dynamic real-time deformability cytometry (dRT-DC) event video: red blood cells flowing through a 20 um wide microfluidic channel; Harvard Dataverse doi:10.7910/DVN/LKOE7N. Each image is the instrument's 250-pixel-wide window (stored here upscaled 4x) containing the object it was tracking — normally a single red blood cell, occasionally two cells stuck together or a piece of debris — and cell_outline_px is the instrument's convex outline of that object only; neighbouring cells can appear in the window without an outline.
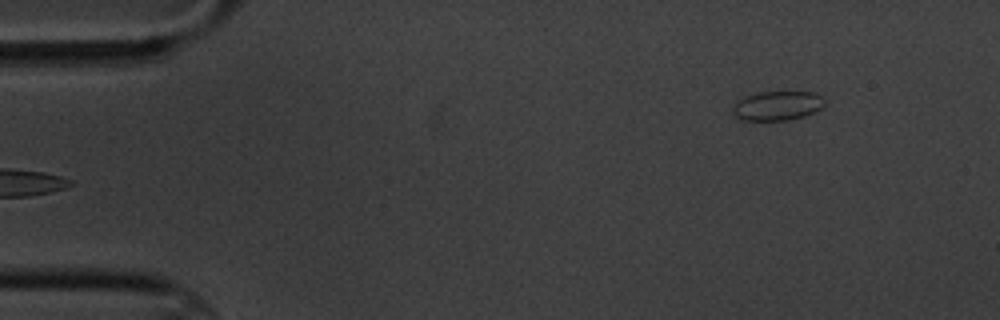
{"species": "common noctule bat (a hibernating species)", "species_latin": "Nyctalus noctula", "temperature_condition": "cold", "stored_images_in_passage": 5, "segment_of_instrument_passage": [2, 2], "camera_frame_rate_fps": 3000, "um_per_image_px": 0.085, "animal": {"sex": "male", "body_mass_g": 20.1, "forearm_length_mm": 53.5}, "frame": {"image": 1, "passage_image": 5, "time_ms": 4.667, "image_size_px": [1000, 320], "cell_outline_px": [[824, 104], [820, 108], [804, 116], [788, 120], [744, 120], [736, 116], [732, 112], [732, 108], [736, 100], [756, 92], [812, 92], [824, 96]], "centroid_in_image_um": [66.05, 8.97], "position_along_channel_um": 18.9, "area_um2": 15.66}}